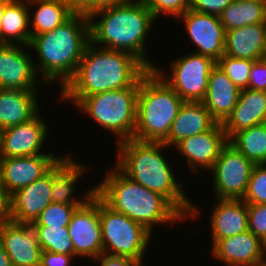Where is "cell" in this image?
<instances>
[{
    "label": "cell",
    "instance_id": "4316f807",
    "mask_svg": "<svg viewBox=\"0 0 266 266\" xmlns=\"http://www.w3.org/2000/svg\"><path fill=\"white\" fill-rule=\"evenodd\" d=\"M30 40L28 2L9 1L0 26V44L29 46Z\"/></svg>",
    "mask_w": 266,
    "mask_h": 266
},
{
    "label": "cell",
    "instance_id": "681fc988",
    "mask_svg": "<svg viewBox=\"0 0 266 266\" xmlns=\"http://www.w3.org/2000/svg\"><path fill=\"white\" fill-rule=\"evenodd\" d=\"M262 58H263L264 60H266V40H265V49H264V53H263Z\"/></svg>",
    "mask_w": 266,
    "mask_h": 266
},
{
    "label": "cell",
    "instance_id": "f546056e",
    "mask_svg": "<svg viewBox=\"0 0 266 266\" xmlns=\"http://www.w3.org/2000/svg\"><path fill=\"white\" fill-rule=\"evenodd\" d=\"M228 143L255 165L266 164V123L237 131Z\"/></svg>",
    "mask_w": 266,
    "mask_h": 266
},
{
    "label": "cell",
    "instance_id": "3957f363",
    "mask_svg": "<svg viewBox=\"0 0 266 266\" xmlns=\"http://www.w3.org/2000/svg\"><path fill=\"white\" fill-rule=\"evenodd\" d=\"M89 21L90 42L94 45L130 53L148 69L158 64L146 57L147 38L157 20L143 0L99 9L89 16Z\"/></svg>",
    "mask_w": 266,
    "mask_h": 266
},
{
    "label": "cell",
    "instance_id": "7c38bea8",
    "mask_svg": "<svg viewBox=\"0 0 266 266\" xmlns=\"http://www.w3.org/2000/svg\"><path fill=\"white\" fill-rule=\"evenodd\" d=\"M29 49L25 45L0 44V88L11 91H40L39 86L44 83L37 75L35 57L29 53Z\"/></svg>",
    "mask_w": 266,
    "mask_h": 266
},
{
    "label": "cell",
    "instance_id": "f35d334b",
    "mask_svg": "<svg viewBox=\"0 0 266 266\" xmlns=\"http://www.w3.org/2000/svg\"><path fill=\"white\" fill-rule=\"evenodd\" d=\"M73 259L76 258L71 255L42 251L40 266H71L75 262Z\"/></svg>",
    "mask_w": 266,
    "mask_h": 266
},
{
    "label": "cell",
    "instance_id": "8992f818",
    "mask_svg": "<svg viewBox=\"0 0 266 266\" xmlns=\"http://www.w3.org/2000/svg\"><path fill=\"white\" fill-rule=\"evenodd\" d=\"M183 100L153 69L140 79L133 139L163 143Z\"/></svg>",
    "mask_w": 266,
    "mask_h": 266
},
{
    "label": "cell",
    "instance_id": "1f68e13d",
    "mask_svg": "<svg viewBox=\"0 0 266 266\" xmlns=\"http://www.w3.org/2000/svg\"><path fill=\"white\" fill-rule=\"evenodd\" d=\"M253 63L250 59H238L225 54L217 61L218 67L240 90L248 88Z\"/></svg>",
    "mask_w": 266,
    "mask_h": 266
},
{
    "label": "cell",
    "instance_id": "60d3db41",
    "mask_svg": "<svg viewBox=\"0 0 266 266\" xmlns=\"http://www.w3.org/2000/svg\"><path fill=\"white\" fill-rule=\"evenodd\" d=\"M74 14L90 16L93 13V0H62Z\"/></svg>",
    "mask_w": 266,
    "mask_h": 266
},
{
    "label": "cell",
    "instance_id": "44dd1931",
    "mask_svg": "<svg viewBox=\"0 0 266 266\" xmlns=\"http://www.w3.org/2000/svg\"><path fill=\"white\" fill-rule=\"evenodd\" d=\"M215 199L210 218L211 244L248 230L247 204L242 199Z\"/></svg>",
    "mask_w": 266,
    "mask_h": 266
},
{
    "label": "cell",
    "instance_id": "484cf974",
    "mask_svg": "<svg viewBox=\"0 0 266 266\" xmlns=\"http://www.w3.org/2000/svg\"><path fill=\"white\" fill-rule=\"evenodd\" d=\"M266 23L247 25L226 31L224 54L238 59H262Z\"/></svg>",
    "mask_w": 266,
    "mask_h": 266
},
{
    "label": "cell",
    "instance_id": "7a4b0ae2",
    "mask_svg": "<svg viewBox=\"0 0 266 266\" xmlns=\"http://www.w3.org/2000/svg\"><path fill=\"white\" fill-rule=\"evenodd\" d=\"M149 69L134 55L89 42L75 75L58 97H86L111 90L139 87Z\"/></svg>",
    "mask_w": 266,
    "mask_h": 266
},
{
    "label": "cell",
    "instance_id": "f907efd6",
    "mask_svg": "<svg viewBox=\"0 0 266 266\" xmlns=\"http://www.w3.org/2000/svg\"><path fill=\"white\" fill-rule=\"evenodd\" d=\"M9 1H23V2H29V1H32V0H9Z\"/></svg>",
    "mask_w": 266,
    "mask_h": 266
},
{
    "label": "cell",
    "instance_id": "7402d4cb",
    "mask_svg": "<svg viewBox=\"0 0 266 266\" xmlns=\"http://www.w3.org/2000/svg\"><path fill=\"white\" fill-rule=\"evenodd\" d=\"M239 93L240 89L216 64L209 74L207 91L201 102L211 117L223 124L237 104Z\"/></svg>",
    "mask_w": 266,
    "mask_h": 266
},
{
    "label": "cell",
    "instance_id": "d4e9b609",
    "mask_svg": "<svg viewBox=\"0 0 266 266\" xmlns=\"http://www.w3.org/2000/svg\"><path fill=\"white\" fill-rule=\"evenodd\" d=\"M39 91H11L0 88V128L32 120L41 108Z\"/></svg>",
    "mask_w": 266,
    "mask_h": 266
},
{
    "label": "cell",
    "instance_id": "74e56055",
    "mask_svg": "<svg viewBox=\"0 0 266 266\" xmlns=\"http://www.w3.org/2000/svg\"><path fill=\"white\" fill-rule=\"evenodd\" d=\"M233 0H191L190 9L206 14H214L220 16L223 10Z\"/></svg>",
    "mask_w": 266,
    "mask_h": 266
},
{
    "label": "cell",
    "instance_id": "ab89813d",
    "mask_svg": "<svg viewBox=\"0 0 266 266\" xmlns=\"http://www.w3.org/2000/svg\"><path fill=\"white\" fill-rule=\"evenodd\" d=\"M94 261L96 264L99 263V266H141L133 259L127 257L111 256L107 254H102Z\"/></svg>",
    "mask_w": 266,
    "mask_h": 266
},
{
    "label": "cell",
    "instance_id": "5bb4252c",
    "mask_svg": "<svg viewBox=\"0 0 266 266\" xmlns=\"http://www.w3.org/2000/svg\"><path fill=\"white\" fill-rule=\"evenodd\" d=\"M178 19L185 25L187 36L195 45L194 53L210 57L216 62L224 55L226 31L218 15L189 8Z\"/></svg>",
    "mask_w": 266,
    "mask_h": 266
},
{
    "label": "cell",
    "instance_id": "30bf717a",
    "mask_svg": "<svg viewBox=\"0 0 266 266\" xmlns=\"http://www.w3.org/2000/svg\"><path fill=\"white\" fill-rule=\"evenodd\" d=\"M255 164L227 144L210 170L214 197L217 199H243Z\"/></svg>",
    "mask_w": 266,
    "mask_h": 266
},
{
    "label": "cell",
    "instance_id": "ba28073f",
    "mask_svg": "<svg viewBox=\"0 0 266 266\" xmlns=\"http://www.w3.org/2000/svg\"><path fill=\"white\" fill-rule=\"evenodd\" d=\"M103 254L127 257L145 266L146 252L153 234L143 225L113 210L98 196Z\"/></svg>",
    "mask_w": 266,
    "mask_h": 266
},
{
    "label": "cell",
    "instance_id": "6da1fadb",
    "mask_svg": "<svg viewBox=\"0 0 266 266\" xmlns=\"http://www.w3.org/2000/svg\"><path fill=\"white\" fill-rule=\"evenodd\" d=\"M115 166L129 179L166 197L187 219L198 220L202 209L185 193L170 161L164 156L169 147L161 142L136 139L116 144ZM176 175V176H175Z\"/></svg>",
    "mask_w": 266,
    "mask_h": 266
},
{
    "label": "cell",
    "instance_id": "d6a6232c",
    "mask_svg": "<svg viewBox=\"0 0 266 266\" xmlns=\"http://www.w3.org/2000/svg\"><path fill=\"white\" fill-rule=\"evenodd\" d=\"M78 207L81 206L54 202L50 203L48 207L37 217V219L31 223V225L67 227L71 221L73 213Z\"/></svg>",
    "mask_w": 266,
    "mask_h": 266
},
{
    "label": "cell",
    "instance_id": "4dcf8cb0",
    "mask_svg": "<svg viewBox=\"0 0 266 266\" xmlns=\"http://www.w3.org/2000/svg\"><path fill=\"white\" fill-rule=\"evenodd\" d=\"M42 251L61 253L75 257L68 227L32 226Z\"/></svg>",
    "mask_w": 266,
    "mask_h": 266
},
{
    "label": "cell",
    "instance_id": "f6af8a7d",
    "mask_svg": "<svg viewBox=\"0 0 266 266\" xmlns=\"http://www.w3.org/2000/svg\"><path fill=\"white\" fill-rule=\"evenodd\" d=\"M263 263H266V235L260 239Z\"/></svg>",
    "mask_w": 266,
    "mask_h": 266
},
{
    "label": "cell",
    "instance_id": "52a82bcc",
    "mask_svg": "<svg viewBox=\"0 0 266 266\" xmlns=\"http://www.w3.org/2000/svg\"><path fill=\"white\" fill-rule=\"evenodd\" d=\"M139 87H127L86 97H58L80 109L98 126L117 139L116 144L133 138ZM71 101V103H70Z\"/></svg>",
    "mask_w": 266,
    "mask_h": 266
},
{
    "label": "cell",
    "instance_id": "bcb514c9",
    "mask_svg": "<svg viewBox=\"0 0 266 266\" xmlns=\"http://www.w3.org/2000/svg\"><path fill=\"white\" fill-rule=\"evenodd\" d=\"M8 2H9V0H0V26L2 23L3 13H4V10H5Z\"/></svg>",
    "mask_w": 266,
    "mask_h": 266
},
{
    "label": "cell",
    "instance_id": "ac0fdd59",
    "mask_svg": "<svg viewBox=\"0 0 266 266\" xmlns=\"http://www.w3.org/2000/svg\"><path fill=\"white\" fill-rule=\"evenodd\" d=\"M50 203H53L51 177L46 173L10 196L11 221L31 224Z\"/></svg>",
    "mask_w": 266,
    "mask_h": 266
},
{
    "label": "cell",
    "instance_id": "c3c4849f",
    "mask_svg": "<svg viewBox=\"0 0 266 266\" xmlns=\"http://www.w3.org/2000/svg\"><path fill=\"white\" fill-rule=\"evenodd\" d=\"M2 136H3V129L0 128V156H1V147H2Z\"/></svg>",
    "mask_w": 266,
    "mask_h": 266
},
{
    "label": "cell",
    "instance_id": "5b68a950",
    "mask_svg": "<svg viewBox=\"0 0 266 266\" xmlns=\"http://www.w3.org/2000/svg\"><path fill=\"white\" fill-rule=\"evenodd\" d=\"M105 174L95 185V193L113 210L140 223L151 233H156L154 226L168 227V224L188 221L166 197L129 179L114 164Z\"/></svg>",
    "mask_w": 266,
    "mask_h": 266
},
{
    "label": "cell",
    "instance_id": "f5cc1de1",
    "mask_svg": "<svg viewBox=\"0 0 266 266\" xmlns=\"http://www.w3.org/2000/svg\"><path fill=\"white\" fill-rule=\"evenodd\" d=\"M258 266H266V263L260 264V265H258Z\"/></svg>",
    "mask_w": 266,
    "mask_h": 266
},
{
    "label": "cell",
    "instance_id": "e575fe53",
    "mask_svg": "<svg viewBox=\"0 0 266 266\" xmlns=\"http://www.w3.org/2000/svg\"><path fill=\"white\" fill-rule=\"evenodd\" d=\"M155 19L172 16L178 20L190 8L189 0H143Z\"/></svg>",
    "mask_w": 266,
    "mask_h": 266
},
{
    "label": "cell",
    "instance_id": "816d5d0a",
    "mask_svg": "<svg viewBox=\"0 0 266 266\" xmlns=\"http://www.w3.org/2000/svg\"><path fill=\"white\" fill-rule=\"evenodd\" d=\"M251 1H257V2H261V3H266V0H251Z\"/></svg>",
    "mask_w": 266,
    "mask_h": 266
},
{
    "label": "cell",
    "instance_id": "d590c367",
    "mask_svg": "<svg viewBox=\"0 0 266 266\" xmlns=\"http://www.w3.org/2000/svg\"><path fill=\"white\" fill-rule=\"evenodd\" d=\"M248 230L260 239L266 235V204H247Z\"/></svg>",
    "mask_w": 266,
    "mask_h": 266
},
{
    "label": "cell",
    "instance_id": "cb8c5ba5",
    "mask_svg": "<svg viewBox=\"0 0 266 266\" xmlns=\"http://www.w3.org/2000/svg\"><path fill=\"white\" fill-rule=\"evenodd\" d=\"M216 123L202 102L184 101L163 143L172 148L185 138L209 131Z\"/></svg>",
    "mask_w": 266,
    "mask_h": 266
},
{
    "label": "cell",
    "instance_id": "2e32d148",
    "mask_svg": "<svg viewBox=\"0 0 266 266\" xmlns=\"http://www.w3.org/2000/svg\"><path fill=\"white\" fill-rule=\"evenodd\" d=\"M44 120L39 112L28 122L3 129L1 157L54 154L43 150L49 133V124Z\"/></svg>",
    "mask_w": 266,
    "mask_h": 266
},
{
    "label": "cell",
    "instance_id": "e0dca14e",
    "mask_svg": "<svg viewBox=\"0 0 266 266\" xmlns=\"http://www.w3.org/2000/svg\"><path fill=\"white\" fill-rule=\"evenodd\" d=\"M0 241L12 266H40L42 249L31 224H0Z\"/></svg>",
    "mask_w": 266,
    "mask_h": 266
},
{
    "label": "cell",
    "instance_id": "ee69618b",
    "mask_svg": "<svg viewBox=\"0 0 266 266\" xmlns=\"http://www.w3.org/2000/svg\"><path fill=\"white\" fill-rule=\"evenodd\" d=\"M0 266H12L10 258L0 241Z\"/></svg>",
    "mask_w": 266,
    "mask_h": 266
},
{
    "label": "cell",
    "instance_id": "836d02e7",
    "mask_svg": "<svg viewBox=\"0 0 266 266\" xmlns=\"http://www.w3.org/2000/svg\"><path fill=\"white\" fill-rule=\"evenodd\" d=\"M242 200L246 204H266V164L254 166Z\"/></svg>",
    "mask_w": 266,
    "mask_h": 266
},
{
    "label": "cell",
    "instance_id": "4fadbf2b",
    "mask_svg": "<svg viewBox=\"0 0 266 266\" xmlns=\"http://www.w3.org/2000/svg\"><path fill=\"white\" fill-rule=\"evenodd\" d=\"M71 154L73 153L58 156L47 168V173L51 177L52 202L82 206L95 193V186L93 184L84 195L77 196V184H80L78 182L83 175L86 176L89 166L86 167L82 162L78 163Z\"/></svg>",
    "mask_w": 266,
    "mask_h": 266
},
{
    "label": "cell",
    "instance_id": "603a6c76",
    "mask_svg": "<svg viewBox=\"0 0 266 266\" xmlns=\"http://www.w3.org/2000/svg\"><path fill=\"white\" fill-rule=\"evenodd\" d=\"M266 123V91L240 90L237 104L222 124L229 139L237 131Z\"/></svg>",
    "mask_w": 266,
    "mask_h": 266
},
{
    "label": "cell",
    "instance_id": "83f0119b",
    "mask_svg": "<svg viewBox=\"0 0 266 266\" xmlns=\"http://www.w3.org/2000/svg\"><path fill=\"white\" fill-rule=\"evenodd\" d=\"M28 7L31 37L55 29L74 14L62 0H32Z\"/></svg>",
    "mask_w": 266,
    "mask_h": 266
},
{
    "label": "cell",
    "instance_id": "d6986e66",
    "mask_svg": "<svg viewBox=\"0 0 266 266\" xmlns=\"http://www.w3.org/2000/svg\"><path fill=\"white\" fill-rule=\"evenodd\" d=\"M58 157L54 154L2 157V183L11 196L17 190L32 184L47 173V168Z\"/></svg>",
    "mask_w": 266,
    "mask_h": 266
},
{
    "label": "cell",
    "instance_id": "7bdbcfd3",
    "mask_svg": "<svg viewBox=\"0 0 266 266\" xmlns=\"http://www.w3.org/2000/svg\"><path fill=\"white\" fill-rule=\"evenodd\" d=\"M128 1L129 0H93V12L103 8L122 5Z\"/></svg>",
    "mask_w": 266,
    "mask_h": 266
},
{
    "label": "cell",
    "instance_id": "f1b7e54d",
    "mask_svg": "<svg viewBox=\"0 0 266 266\" xmlns=\"http://www.w3.org/2000/svg\"><path fill=\"white\" fill-rule=\"evenodd\" d=\"M219 17L225 31L252 24L266 23V3L233 0Z\"/></svg>",
    "mask_w": 266,
    "mask_h": 266
},
{
    "label": "cell",
    "instance_id": "8d00e7d4",
    "mask_svg": "<svg viewBox=\"0 0 266 266\" xmlns=\"http://www.w3.org/2000/svg\"><path fill=\"white\" fill-rule=\"evenodd\" d=\"M248 88L266 91V60H255L249 75Z\"/></svg>",
    "mask_w": 266,
    "mask_h": 266
},
{
    "label": "cell",
    "instance_id": "8fae6325",
    "mask_svg": "<svg viewBox=\"0 0 266 266\" xmlns=\"http://www.w3.org/2000/svg\"><path fill=\"white\" fill-rule=\"evenodd\" d=\"M67 227L76 259L90 258L94 262L103 254L98 195L96 193L75 210Z\"/></svg>",
    "mask_w": 266,
    "mask_h": 266
},
{
    "label": "cell",
    "instance_id": "7dc6e473",
    "mask_svg": "<svg viewBox=\"0 0 266 266\" xmlns=\"http://www.w3.org/2000/svg\"><path fill=\"white\" fill-rule=\"evenodd\" d=\"M0 188H3L2 183V157L0 156Z\"/></svg>",
    "mask_w": 266,
    "mask_h": 266
},
{
    "label": "cell",
    "instance_id": "ffe728a7",
    "mask_svg": "<svg viewBox=\"0 0 266 266\" xmlns=\"http://www.w3.org/2000/svg\"><path fill=\"white\" fill-rule=\"evenodd\" d=\"M211 247L210 256L226 266H258L263 264L260 238L249 230L218 240Z\"/></svg>",
    "mask_w": 266,
    "mask_h": 266
},
{
    "label": "cell",
    "instance_id": "9a60e30c",
    "mask_svg": "<svg viewBox=\"0 0 266 266\" xmlns=\"http://www.w3.org/2000/svg\"><path fill=\"white\" fill-rule=\"evenodd\" d=\"M228 144L224 127L216 123L209 131L185 138L173 148L186 160L192 174L203 169L208 172L219 158L221 150ZM200 168V169H199Z\"/></svg>",
    "mask_w": 266,
    "mask_h": 266
},
{
    "label": "cell",
    "instance_id": "9c48e42d",
    "mask_svg": "<svg viewBox=\"0 0 266 266\" xmlns=\"http://www.w3.org/2000/svg\"><path fill=\"white\" fill-rule=\"evenodd\" d=\"M217 62L212 58L190 52L169 63V71L159 65L153 70L183 100L201 102L206 94L208 77Z\"/></svg>",
    "mask_w": 266,
    "mask_h": 266
},
{
    "label": "cell",
    "instance_id": "277c9868",
    "mask_svg": "<svg viewBox=\"0 0 266 266\" xmlns=\"http://www.w3.org/2000/svg\"><path fill=\"white\" fill-rule=\"evenodd\" d=\"M90 42L89 17L73 14L55 29L31 37L37 75L47 85L60 84L59 90L75 75L87 44Z\"/></svg>",
    "mask_w": 266,
    "mask_h": 266
},
{
    "label": "cell",
    "instance_id": "b9f144b4",
    "mask_svg": "<svg viewBox=\"0 0 266 266\" xmlns=\"http://www.w3.org/2000/svg\"><path fill=\"white\" fill-rule=\"evenodd\" d=\"M11 221L10 196L4 188H0V224Z\"/></svg>",
    "mask_w": 266,
    "mask_h": 266
}]
</instances>
